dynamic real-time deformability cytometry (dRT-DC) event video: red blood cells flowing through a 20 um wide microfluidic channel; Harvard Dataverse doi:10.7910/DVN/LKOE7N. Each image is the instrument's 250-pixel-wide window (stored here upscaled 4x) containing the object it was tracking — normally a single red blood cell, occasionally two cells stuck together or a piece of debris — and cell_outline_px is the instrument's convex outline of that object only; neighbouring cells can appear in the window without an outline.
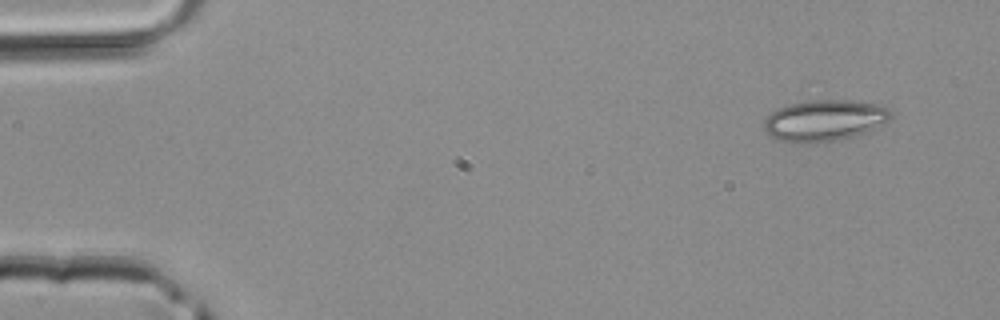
{"species": "common noctule bat (a hibernating species)", "species_latin": "Nyctalus noctula", "temperature_condition": "room temperature", "stored_images_in_passage": 5, "camera_frame_rate_fps": 3000, "um_per_image_px": 0.085, "animal": {"sex": "male", "body_mass_g": 20.4}, "frame": {"image": 1, "passage_image": 1, "time_ms": 0.0, "image_size_px": [1000, 320], "cell_outline_px": [[892, 116], [884, 124], [856, 136], [836, 140], [812, 144], [796, 144], [780, 140], [772, 136], [764, 128], [764, 120], [776, 108], [788, 104], [808, 100], [852, 100], [876, 104], [888, 108], [892, 112]], "centroid_in_image_um": [70.08, 10.24], "position_along_channel_um": 14.9, "area_um2": 30.81}}